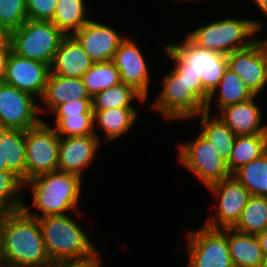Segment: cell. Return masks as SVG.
I'll use <instances>...</instances> for the list:
<instances>
[{
	"instance_id": "6da1fadb",
	"label": "cell",
	"mask_w": 267,
	"mask_h": 267,
	"mask_svg": "<svg viewBox=\"0 0 267 267\" xmlns=\"http://www.w3.org/2000/svg\"><path fill=\"white\" fill-rule=\"evenodd\" d=\"M83 185V178L69 172L57 170L36 176L24 182V190L30 191L32 200L28 204L24 196L22 209L37 219L79 212L83 210L80 208ZM33 208L36 210L32 211Z\"/></svg>"
},
{
	"instance_id": "7a4b0ae2",
	"label": "cell",
	"mask_w": 267,
	"mask_h": 267,
	"mask_svg": "<svg viewBox=\"0 0 267 267\" xmlns=\"http://www.w3.org/2000/svg\"><path fill=\"white\" fill-rule=\"evenodd\" d=\"M3 252L10 267H47V254L37 218L23 209L2 214Z\"/></svg>"
},
{
	"instance_id": "3957f363",
	"label": "cell",
	"mask_w": 267,
	"mask_h": 267,
	"mask_svg": "<svg viewBox=\"0 0 267 267\" xmlns=\"http://www.w3.org/2000/svg\"><path fill=\"white\" fill-rule=\"evenodd\" d=\"M210 18L185 34L197 45L225 55L249 47L263 33L265 21L238 16ZM258 36V37H257Z\"/></svg>"
},
{
	"instance_id": "277c9868",
	"label": "cell",
	"mask_w": 267,
	"mask_h": 267,
	"mask_svg": "<svg viewBox=\"0 0 267 267\" xmlns=\"http://www.w3.org/2000/svg\"><path fill=\"white\" fill-rule=\"evenodd\" d=\"M162 78L159 92L149 108L158 113L164 122H189L205 112L209 94L202 83H188L173 68H169Z\"/></svg>"
},
{
	"instance_id": "5b68a950",
	"label": "cell",
	"mask_w": 267,
	"mask_h": 267,
	"mask_svg": "<svg viewBox=\"0 0 267 267\" xmlns=\"http://www.w3.org/2000/svg\"><path fill=\"white\" fill-rule=\"evenodd\" d=\"M82 214L79 211L38 219L51 262L84 258L98 249L95 240L90 239L89 232L78 222Z\"/></svg>"
},
{
	"instance_id": "8992f818",
	"label": "cell",
	"mask_w": 267,
	"mask_h": 267,
	"mask_svg": "<svg viewBox=\"0 0 267 267\" xmlns=\"http://www.w3.org/2000/svg\"><path fill=\"white\" fill-rule=\"evenodd\" d=\"M180 42L162 43L164 57H167L175 71H192L200 77L204 90L210 95L220 83L228 67V55L197 46L186 34Z\"/></svg>"
},
{
	"instance_id": "52a82bcc",
	"label": "cell",
	"mask_w": 267,
	"mask_h": 267,
	"mask_svg": "<svg viewBox=\"0 0 267 267\" xmlns=\"http://www.w3.org/2000/svg\"><path fill=\"white\" fill-rule=\"evenodd\" d=\"M66 35L51 21L26 20L9 33V48L16 55L51 66Z\"/></svg>"
},
{
	"instance_id": "ba28073f",
	"label": "cell",
	"mask_w": 267,
	"mask_h": 267,
	"mask_svg": "<svg viewBox=\"0 0 267 267\" xmlns=\"http://www.w3.org/2000/svg\"><path fill=\"white\" fill-rule=\"evenodd\" d=\"M196 134L195 137H190L193 139L188 142L181 140L176 146V162L181 165V169L186 168L195 175L205 188L231 177L227 162L218 155L206 138L199 132Z\"/></svg>"
},
{
	"instance_id": "9c48e42d",
	"label": "cell",
	"mask_w": 267,
	"mask_h": 267,
	"mask_svg": "<svg viewBox=\"0 0 267 267\" xmlns=\"http://www.w3.org/2000/svg\"><path fill=\"white\" fill-rule=\"evenodd\" d=\"M186 267H234L226 234L205 225L188 229L185 235Z\"/></svg>"
},
{
	"instance_id": "30bf717a",
	"label": "cell",
	"mask_w": 267,
	"mask_h": 267,
	"mask_svg": "<svg viewBox=\"0 0 267 267\" xmlns=\"http://www.w3.org/2000/svg\"><path fill=\"white\" fill-rule=\"evenodd\" d=\"M207 189L215 202L210 205L213 216L208 215L210 217L203 225L211 229L233 228L251 197L250 193L233 175Z\"/></svg>"
},
{
	"instance_id": "8fae6325",
	"label": "cell",
	"mask_w": 267,
	"mask_h": 267,
	"mask_svg": "<svg viewBox=\"0 0 267 267\" xmlns=\"http://www.w3.org/2000/svg\"><path fill=\"white\" fill-rule=\"evenodd\" d=\"M59 139L55 129L44 120L25 130L26 181L58 170Z\"/></svg>"
},
{
	"instance_id": "7c38bea8",
	"label": "cell",
	"mask_w": 267,
	"mask_h": 267,
	"mask_svg": "<svg viewBox=\"0 0 267 267\" xmlns=\"http://www.w3.org/2000/svg\"><path fill=\"white\" fill-rule=\"evenodd\" d=\"M228 68L236 73L256 96L267 87V36L259 37L249 47L228 55Z\"/></svg>"
},
{
	"instance_id": "4fadbf2b",
	"label": "cell",
	"mask_w": 267,
	"mask_h": 267,
	"mask_svg": "<svg viewBox=\"0 0 267 267\" xmlns=\"http://www.w3.org/2000/svg\"><path fill=\"white\" fill-rule=\"evenodd\" d=\"M112 61L120 73L121 82L133 87L148 102L152 82L151 64L147 62L138 41L127 35L118 46Z\"/></svg>"
},
{
	"instance_id": "5bb4252c",
	"label": "cell",
	"mask_w": 267,
	"mask_h": 267,
	"mask_svg": "<svg viewBox=\"0 0 267 267\" xmlns=\"http://www.w3.org/2000/svg\"><path fill=\"white\" fill-rule=\"evenodd\" d=\"M43 118L38 100L14 86L0 82V127L27 130L37 126Z\"/></svg>"
},
{
	"instance_id": "9a60e30c",
	"label": "cell",
	"mask_w": 267,
	"mask_h": 267,
	"mask_svg": "<svg viewBox=\"0 0 267 267\" xmlns=\"http://www.w3.org/2000/svg\"><path fill=\"white\" fill-rule=\"evenodd\" d=\"M109 23L91 18L80 30L72 36L78 41L94 63L110 61L118 49L120 43L125 39L122 34Z\"/></svg>"
},
{
	"instance_id": "2e32d148",
	"label": "cell",
	"mask_w": 267,
	"mask_h": 267,
	"mask_svg": "<svg viewBox=\"0 0 267 267\" xmlns=\"http://www.w3.org/2000/svg\"><path fill=\"white\" fill-rule=\"evenodd\" d=\"M50 66L39 61L23 58L10 49L5 61L3 82L26 92L39 100L46 86Z\"/></svg>"
},
{
	"instance_id": "e0dca14e",
	"label": "cell",
	"mask_w": 267,
	"mask_h": 267,
	"mask_svg": "<svg viewBox=\"0 0 267 267\" xmlns=\"http://www.w3.org/2000/svg\"><path fill=\"white\" fill-rule=\"evenodd\" d=\"M102 145L96 135L60 137L58 171L74 173L83 178L85 170L98 159Z\"/></svg>"
},
{
	"instance_id": "ac0fdd59",
	"label": "cell",
	"mask_w": 267,
	"mask_h": 267,
	"mask_svg": "<svg viewBox=\"0 0 267 267\" xmlns=\"http://www.w3.org/2000/svg\"><path fill=\"white\" fill-rule=\"evenodd\" d=\"M259 97L255 95L242 103L226 106L216 115L236 136L267 133V122L263 120L266 115Z\"/></svg>"
},
{
	"instance_id": "d6986e66",
	"label": "cell",
	"mask_w": 267,
	"mask_h": 267,
	"mask_svg": "<svg viewBox=\"0 0 267 267\" xmlns=\"http://www.w3.org/2000/svg\"><path fill=\"white\" fill-rule=\"evenodd\" d=\"M75 99H92L82 78H69L50 72L38 100L39 113L43 117V114H50L58 105Z\"/></svg>"
},
{
	"instance_id": "ffe728a7",
	"label": "cell",
	"mask_w": 267,
	"mask_h": 267,
	"mask_svg": "<svg viewBox=\"0 0 267 267\" xmlns=\"http://www.w3.org/2000/svg\"><path fill=\"white\" fill-rule=\"evenodd\" d=\"M139 110V108L93 110L95 135L105 145H107L106 143L120 140L124 135L126 137L130 131H133L136 122L140 121ZM100 131L102 132L100 133Z\"/></svg>"
},
{
	"instance_id": "44dd1931",
	"label": "cell",
	"mask_w": 267,
	"mask_h": 267,
	"mask_svg": "<svg viewBox=\"0 0 267 267\" xmlns=\"http://www.w3.org/2000/svg\"><path fill=\"white\" fill-rule=\"evenodd\" d=\"M93 61L72 35H66L55 52L50 72L69 78H82Z\"/></svg>"
},
{
	"instance_id": "7402d4cb",
	"label": "cell",
	"mask_w": 267,
	"mask_h": 267,
	"mask_svg": "<svg viewBox=\"0 0 267 267\" xmlns=\"http://www.w3.org/2000/svg\"><path fill=\"white\" fill-rule=\"evenodd\" d=\"M227 236L229 253L234 267H267L259 240L256 235L221 229Z\"/></svg>"
},
{
	"instance_id": "603a6c76",
	"label": "cell",
	"mask_w": 267,
	"mask_h": 267,
	"mask_svg": "<svg viewBox=\"0 0 267 267\" xmlns=\"http://www.w3.org/2000/svg\"><path fill=\"white\" fill-rule=\"evenodd\" d=\"M254 96L242 79L227 67L220 83L209 95L205 112L216 115L222 108L242 103Z\"/></svg>"
},
{
	"instance_id": "cb8c5ba5",
	"label": "cell",
	"mask_w": 267,
	"mask_h": 267,
	"mask_svg": "<svg viewBox=\"0 0 267 267\" xmlns=\"http://www.w3.org/2000/svg\"><path fill=\"white\" fill-rule=\"evenodd\" d=\"M198 121V132L206 138L218 155L228 162L233 148L236 135L232 130L217 116L207 112L200 113L190 121ZM193 120V121H192Z\"/></svg>"
},
{
	"instance_id": "d4e9b609",
	"label": "cell",
	"mask_w": 267,
	"mask_h": 267,
	"mask_svg": "<svg viewBox=\"0 0 267 267\" xmlns=\"http://www.w3.org/2000/svg\"><path fill=\"white\" fill-rule=\"evenodd\" d=\"M0 147L3 163H7L8 169L24 183L26 181L25 130L0 127Z\"/></svg>"
},
{
	"instance_id": "484cf974",
	"label": "cell",
	"mask_w": 267,
	"mask_h": 267,
	"mask_svg": "<svg viewBox=\"0 0 267 267\" xmlns=\"http://www.w3.org/2000/svg\"><path fill=\"white\" fill-rule=\"evenodd\" d=\"M90 6L87 0H58L50 21L65 35H72L92 18Z\"/></svg>"
},
{
	"instance_id": "4316f807",
	"label": "cell",
	"mask_w": 267,
	"mask_h": 267,
	"mask_svg": "<svg viewBox=\"0 0 267 267\" xmlns=\"http://www.w3.org/2000/svg\"><path fill=\"white\" fill-rule=\"evenodd\" d=\"M147 100L133 87L120 83L96 93L92 97V110H108L112 108H137L146 106Z\"/></svg>"
},
{
	"instance_id": "83f0119b",
	"label": "cell",
	"mask_w": 267,
	"mask_h": 267,
	"mask_svg": "<svg viewBox=\"0 0 267 267\" xmlns=\"http://www.w3.org/2000/svg\"><path fill=\"white\" fill-rule=\"evenodd\" d=\"M267 151V133L236 136L227 162L228 170L233 175L247 163L259 158Z\"/></svg>"
},
{
	"instance_id": "f1b7e54d",
	"label": "cell",
	"mask_w": 267,
	"mask_h": 267,
	"mask_svg": "<svg viewBox=\"0 0 267 267\" xmlns=\"http://www.w3.org/2000/svg\"><path fill=\"white\" fill-rule=\"evenodd\" d=\"M233 176L251 196L267 197V151L238 169Z\"/></svg>"
},
{
	"instance_id": "f546056e",
	"label": "cell",
	"mask_w": 267,
	"mask_h": 267,
	"mask_svg": "<svg viewBox=\"0 0 267 267\" xmlns=\"http://www.w3.org/2000/svg\"><path fill=\"white\" fill-rule=\"evenodd\" d=\"M233 229L254 235L267 229V197L251 196Z\"/></svg>"
},
{
	"instance_id": "4dcf8cb0",
	"label": "cell",
	"mask_w": 267,
	"mask_h": 267,
	"mask_svg": "<svg viewBox=\"0 0 267 267\" xmlns=\"http://www.w3.org/2000/svg\"><path fill=\"white\" fill-rule=\"evenodd\" d=\"M82 80L91 97L121 83L120 73L112 60L93 63Z\"/></svg>"
},
{
	"instance_id": "1f68e13d",
	"label": "cell",
	"mask_w": 267,
	"mask_h": 267,
	"mask_svg": "<svg viewBox=\"0 0 267 267\" xmlns=\"http://www.w3.org/2000/svg\"><path fill=\"white\" fill-rule=\"evenodd\" d=\"M24 183L11 170L0 171V215L22 209Z\"/></svg>"
},
{
	"instance_id": "d6a6232c",
	"label": "cell",
	"mask_w": 267,
	"mask_h": 267,
	"mask_svg": "<svg viewBox=\"0 0 267 267\" xmlns=\"http://www.w3.org/2000/svg\"><path fill=\"white\" fill-rule=\"evenodd\" d=\"M45 118L43 120L52 126L60 137L95 135L94 114L52 115L53 122H50L54 125Z\"/></svg>"
},
{
	"instance_id": "836d02e7",
	"label": "cell",
	"mask_w": 267,
	"mask_h": 267,
	"mask_svg": "<svg viewBox=\"0 0 267 267\" xmlns=\"http://www.w3.org/2000/svg\"><path fill=\"white\" fill-rule=\"evenodd\" d=\"M26 20V0H0V27L8 34L19 28Z\"/></svg>"
},
{
	"instance_id": "e575fe53",
	"label": "cell",
	"mask_w": 267,
	"mask_h": 267,
	"mask_svg": "<svg viewBox=\"0 0 267 267\" xmlns=\"http://www.w3.org/2000/svg\"><path fill=\"white\" fill-rule=\"evenodd\" d=\"M58 0H26L28 19L50 21L56 10Z\"/></svg>"
},
{
	"instance_id": "d590c367",
	"label": "cell",
	"mask_w": 267,
	"mask_h": 267,
	"mask_svg": "<svg viewBox=\"0 0 267 267\" xmlns=\"http://www.w3.org/2000/svg\"><path fill=\"white\" fill-rule=\"evenodd\" d=\"M51 115H79L94 114L92 110V99L70 100L58 105Z\"/></svg>"
},
{
	"instance_id": "8d00e7d4",
	"label": "cell",
	"mask_w": 267,
	"mask_h": 267,
	"mask_svg": "<svg viewBox=\"0 0 267 267\" xmlns=\"http://www.w3.org/2000/svg\"><path fill=\"white\" fill-rule=\"evenodd\" d=\"M102 252L98 249L91 255L79 258V259H68L58 260L51 262L47 267H103Z\"/></svg>"
},
{
	"instance_id": "74e56055",
	"label": "cell",
	"mask_w": 267,
	"mask_h": 267,
	"mask_svg": "<svg viewBox=\"0 0 267 267\" xmlns=\"http://www.w3.org/2000/svg\"><path fill=\"white\" fill-rule=\"evenodd\" d=\"M9 49V47H0V82L4 79L5 61Z\"/></svg>"
},
{
	"instance_id": "f35d334b",
	"label": "cell",
	"mask_w": 267,
	"mask_h": 267,
	"mask_svg": "<svg viewBox=\"0 0 267 267\" xmlns=\"http://www.w3.org/2000/svg\"><path fill=\"white\" fill-rule=\"evenodd\" d=\"M188 83H201L200 77H197L192 71H176Z\"/></svg>"
},
{
	"instance_id": "ab89813d",
	"label": "cell",
	"mask_w": 267,
	"mask_h": 267,
	"mask_svg": "<svg viewBox=\"0 0 267 267\" xmlns=\"http://www.w3.org/2000/svg\"><path fill=\"white\" fill-rule=\"evenodd\" d=\"M256 236L259 240L263 255L267 261V229H265L263 232H260Z\"/></svg>"
},
{
	"instance_id": "60d3db41",
	"label": "cell",
	"mask_w": 267,
	"mask_h": 267,
	"mask_svg": "<svg viewBox=\"0 0 267 267\" xmlns=\"http://www.w3.org/2000/svg\"><path fill=\"white\" fill-rule=\"evenodd\" d=\"M251 3L256 6L254 9L256 10L257 8V10L260 12V15L262 14L265 16L267 20V0H251Z\"/></svg>"
},
{
	"instance_id": "b9f144b4",
	"label": "cell",
	"mask_w": 267,
	"mask_h": 267,
	"mask_svg": "<svg viewBox=\"0 0 267 267\" xmlns=\"http://www.w3.org/2000/svg\"><path fill=\"white\" fill-rule=\"evenodd\" d=\"M6 266L3 252L2 215H0V267Z\"/></svg>"
},
{
	"instance_id": "7bdbcfd3",
	"label": "cell",
	"mask_w": 267,
	"mask_h": 267,
	"mask_svg": "<svg viewBox=\"0 0 267 267\" xmlns=\"http://www.w3.org/2000/svg\"><path fill=\"white\" fill-rule=\"evenodd\" d=\"M9 34L0 27V47H9Z\"/></svg>"
},
{
	"instance_id": "ee69618b",
	"label": "cell",
	"mask_w": 267,
	"mask_h": 267,
	"mask_svg": "<svg viewBox=\"0 0 267 267\" xmlns=\"http://www.w3.org/2000/svg\"><path fill=\"white\" fill-rule=\"evenodd\" d=\"M9 170L7 163H3V156L1 154V147H0V171H6Z\"/></svg>"
},
{
	"instance_id": "f6af8a7d",
	"label": "cell",
	"mask_w": 267,
	"mask_h": 267,
	"mask_svg": "<svg viewBox=\"0 0 267 267\" xmlns=\"http://www.w3.org/2000/svg\"><path fill=\"white\" fill-rule=\"evenodd\" d=\"M178 1V0H177ZM183 2H184V0H182ZM186 2H193V3H195L197 0H185ZM195 1V2H194ZM200 1V0H199ZM203 1H206V0H203ZM210 1V0H209ZM215 1V0H214ZM178 2H180V0L178 1ZM201 2H202V0H201Z\"/></svg>"
}]
</instances>
